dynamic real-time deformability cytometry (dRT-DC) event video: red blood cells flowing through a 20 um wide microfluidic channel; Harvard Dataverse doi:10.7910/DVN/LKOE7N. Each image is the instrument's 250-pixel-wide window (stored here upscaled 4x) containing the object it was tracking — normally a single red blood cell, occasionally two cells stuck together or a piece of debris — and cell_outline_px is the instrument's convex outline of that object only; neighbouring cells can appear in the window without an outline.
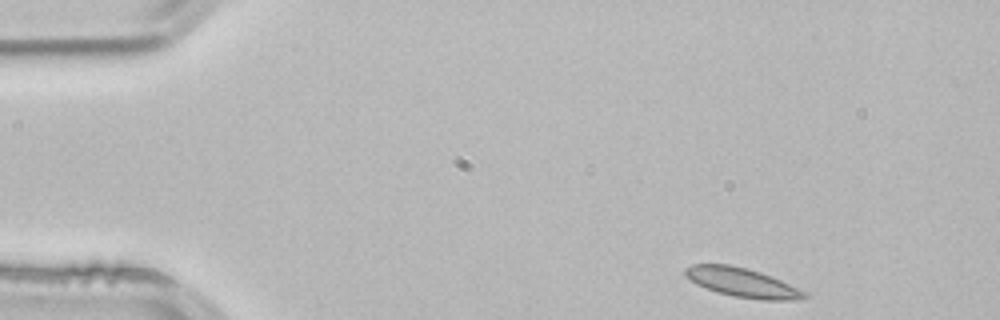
{"species": "common noctule bat (a hibernating species)", "species_latin": "Nyctalus noctula", "temperature_condition": "room temperature", "stored_images_in_passage": 3, "camera_frame_rate_fps": 3000, "um_per_image_px": 0.085, "animal": {"sex": "male", "body_mass_g": 21.5, "forearm_length_mm": 52.0}, "frame": {"image": 1, "passage_image": 1, "time_ms": 0.0, "image_size_px": [1000, 320], "cell_outline_px": [[808, 296], [800, 300], [760, 300], [732, 296], [716, 292], [696, 284], [688, 280], [684, 276], [684, 268], [692, 264], [728, 264], [748, 268], [760, 272], [780, 280], [808, 292]], "centroid_in_image_um": [63.07, 24.02], "position_along_channel_um": 21.9, "area_um2": 20.52}}